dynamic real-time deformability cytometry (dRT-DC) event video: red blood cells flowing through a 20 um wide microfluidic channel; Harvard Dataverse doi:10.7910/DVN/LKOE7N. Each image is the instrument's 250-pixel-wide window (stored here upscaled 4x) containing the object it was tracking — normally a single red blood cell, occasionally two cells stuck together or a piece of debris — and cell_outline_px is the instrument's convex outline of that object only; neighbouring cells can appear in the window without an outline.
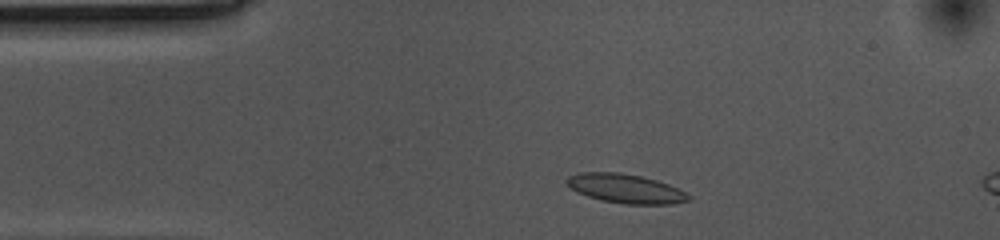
{"species": "common noctule bat (a hibernating species)", "species_latin": "Nyctalus noctula", "temperature_condition": "cold", "stored_images_in_passage": 7, "camera_frame_rate_fps": 3000, "um_per_image_px": 0.085, "animal": {"sex": "female", "body_mass_g": 10.0, "forearm_length_mm": 53.1}, "frame": {"image": 1, "passage_image": 2, "time_ms": 0.333, "image_size_px": [1000, 240], "cell_outline_px": [[680, 200], [608, 200], [584, 192], [608, 176], [632, 176], [648, 180], [672, 188]], "centroid_in_image_um": [53.67, 16.11], "position_along_channel_um": 31.3, "area_um2": 11.91}}